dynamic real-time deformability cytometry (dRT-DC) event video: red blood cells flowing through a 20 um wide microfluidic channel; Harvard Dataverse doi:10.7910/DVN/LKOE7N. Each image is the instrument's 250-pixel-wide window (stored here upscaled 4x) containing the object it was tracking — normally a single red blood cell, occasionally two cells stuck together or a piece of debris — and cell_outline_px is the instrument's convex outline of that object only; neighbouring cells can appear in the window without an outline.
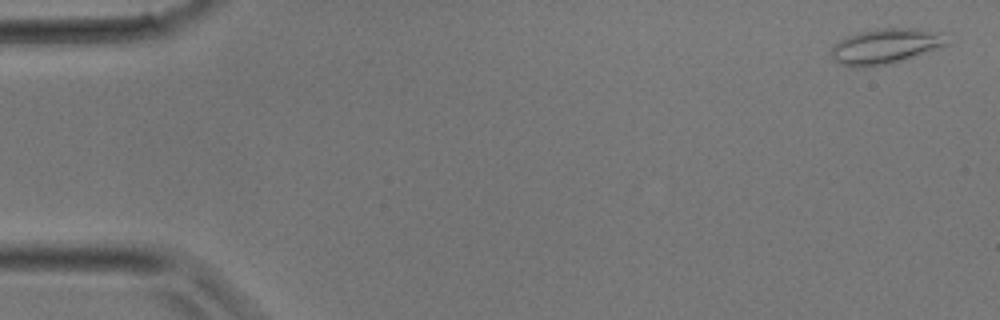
{"species": "common noctule bat (a hibernating species)", "species_latin": "Nyctalus noctula", "temperature_condition": "room temperature", "stored_images_in_passage": 34, "camera_frame_rate_fps": 3000, "um_per_image_px": 0.085, "animal": {"sex": "male", "body_mass_g": 17.9}, "frame": {"image": 1, "passage_image": 1, "time_ms": 0.0, "image_size_px": [1000, 320], "cell_outline_px": [[948, 44], [888, 64], [872, 68], [852, 68], [840, 64], [828, 52], [840, 40], [856, 32], [876, 28], [920, 28], [944, 32]], "centroid_in_image_um": [75.23, 3.92], "position_along_channel_um": 9.8, "area_um2": 23.93}}
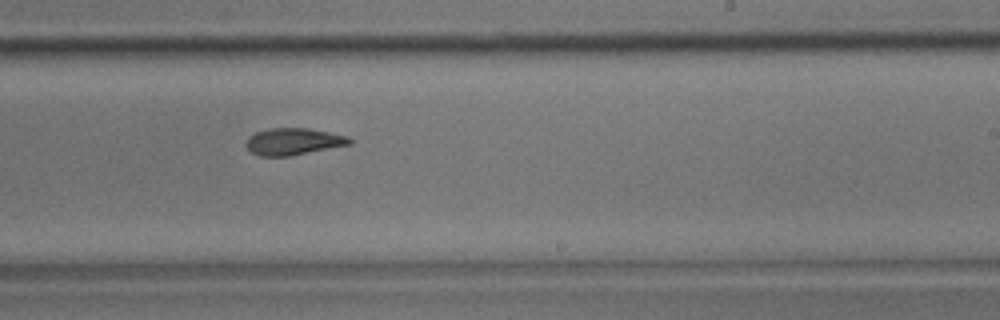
{"frame": {"image": 2, "passage_image": 21, "time_ms": 6.667, "image_size_px": [1000, 320], "cell_outline_px": [[352, 144], [288, 156], [260, 156], [252, 152], [244, 144], [248, 136], [256, 132], [268, 128], [308, 128], [348, 136], [352, 140]], "centroid_in_image_um": [24.92, 12.02], "position_along_channel_um": 264.1, "area_um2": 16.18}}
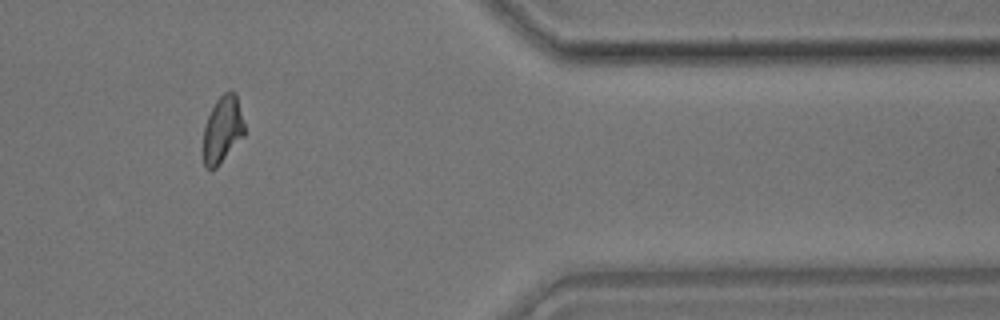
{"frame": {"image": 3, "passage_image": 29, "time_ms": 9.333, "image_size_px": [1000, 320], "cell_outline_px": [[244, 136], [216, 168], [204, 168], [204, 128], [208, 116], [216, 100], [228, 88], [236, 92], [244, 124]], "centroid_in_image_um": [18.93, 10.97], "position_along_channel_um": 392.5, "area_um2": 15.95}}